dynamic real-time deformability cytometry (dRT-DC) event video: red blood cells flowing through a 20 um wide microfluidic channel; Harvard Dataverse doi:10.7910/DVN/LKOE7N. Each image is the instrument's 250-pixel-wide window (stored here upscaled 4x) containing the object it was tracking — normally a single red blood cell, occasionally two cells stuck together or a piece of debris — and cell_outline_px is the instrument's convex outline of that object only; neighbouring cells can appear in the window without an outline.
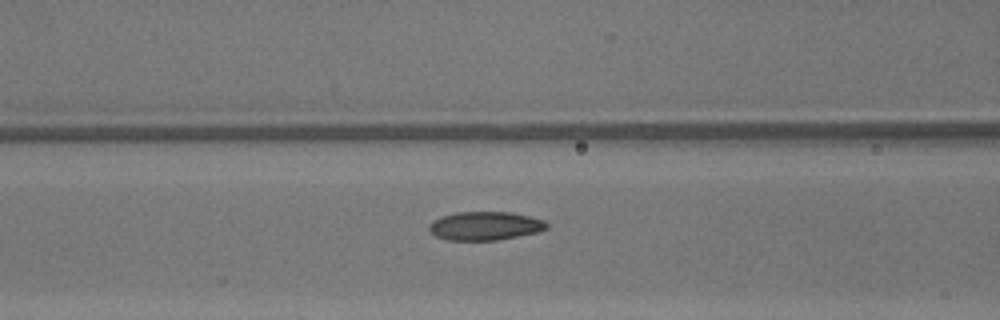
{"species": "common noctule bat (a hibernating species)", "species_latin": "Nyctalus noctula", "temperature_condition": "warm", "stored_images_in_passage": 45, "camera_frame_rate_fps": 3000, "um_per_image_px": 0.085, "animal": {"sex": "male", "body_mass_g": 13.3}, "frame": {"image": 1, "passage_image": 17, "time_ms": 5.333, "image_size_px": [1000, 320], "cell_outline_px": [[548, 228], [536, 232], [496, 240], [448, 240], [436, 236], [428, 228], [428, 224], [432, 220], [440, 216], [456, 212], [512, 212], [544, 220], [548, 224]], "centroid_in_image_um": [41.19, 19.19], "position_along_channel_um": 125.4, "area_um2": 19.54}}
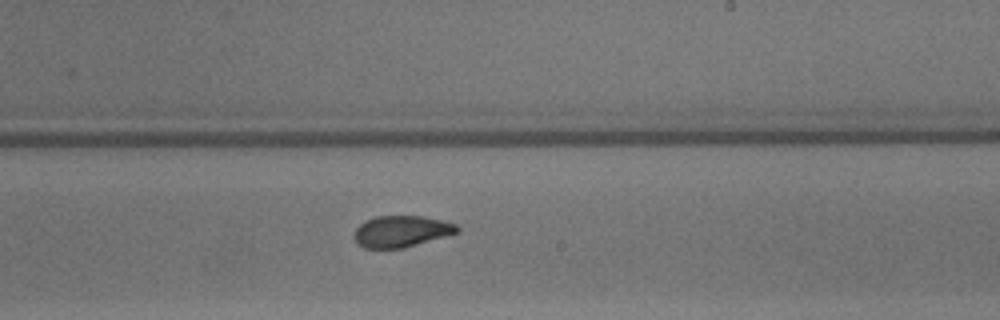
{"frame": {"image": 2, "passage_image": 26, "time_ms": 8.333, "image_size_px": [1000, 320], "cell_outline_px": [[460, 232], [404, 248], [364, 248], [352, 236], [352, 232], [364, 220], [376, 216], [424, 216], [456, 224], [460, 228]], "centroid_in_image_um": [34.1, 19.66], "position_along_channel_um": 254.9, "area_um2": 18.96}}
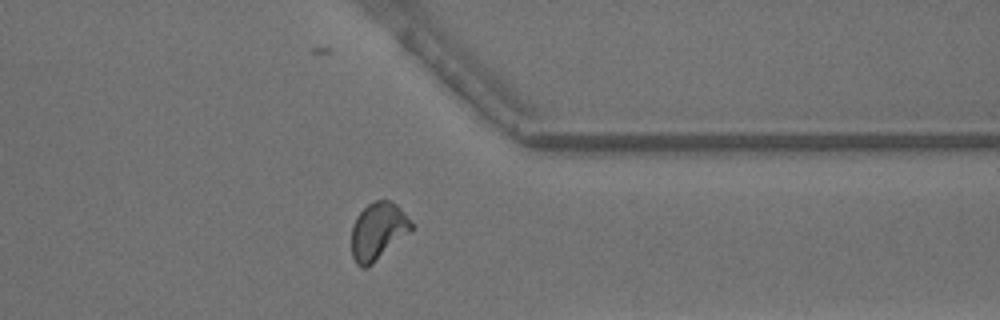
{"frame": {"image": 3, "passage_image": 35, "time_ms": 11.333, "image_size_px": [1000, 320], "cell_outline_px": [[416, 228], [368, 268], [360, 268], [356, 264], [352, 256], [352, 224], [356, 216], [368, 204], [376, 200], [388, 200], [396, 204], [400, 208]], "centroid_in_image_um": [32.14, 19.68], "position_along_channel_um": 379.3, "area_um2": 20.29}, "authors_computed_cell_mechanics": {"area_um2": 19.4208, "velocity_mm_per_s": 4.3282, "shape_relaxation_time_tau1_ms": 6.3404, "shape_relaxation_time_tau2_ms": 1.3842, "deformation_change_tau1": 0.1759, "deformation_change_tau2": 0.0559}}